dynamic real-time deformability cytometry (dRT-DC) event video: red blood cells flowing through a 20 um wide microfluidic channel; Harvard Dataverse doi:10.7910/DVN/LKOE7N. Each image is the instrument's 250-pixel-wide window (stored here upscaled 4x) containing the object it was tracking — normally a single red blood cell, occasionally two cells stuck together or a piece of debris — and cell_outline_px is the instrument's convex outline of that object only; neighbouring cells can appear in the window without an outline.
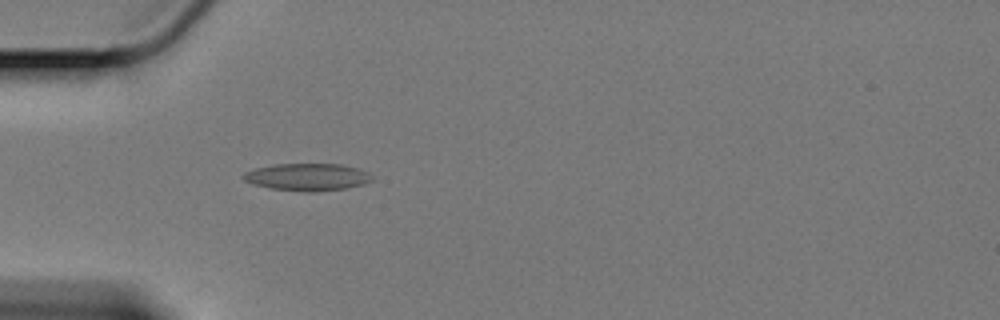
{"species": "Egyptian fruit bat (a non-hibernating species)", "species_latin": "Rousettus aegyptiacus", "temperature_condition": "cold", "stored_images_in_passage": 37, "camera_frame_rate_fps": 3000, "um_per_image_px": 0.085, "animal": {"sex": "female"}, "frame": {"image": 1, "passage_image": 2, "time_ms": 0.333, "image_size_px": [1000, 320], "cell_outline_px": [[372, 180], [364, 184], [348, 188], [316, 192], [308, 192], [272, 188], [252, 184], [244, 180], [240, 176], [244, 172], [256, 168], [272, 164], [340, 164], [356, 168], [368, 172], [372, 176]], "centroid_in_image_um": [26.11, 15.05], "position_along_channel_um": 58.9, "area_um2": 20.52}}
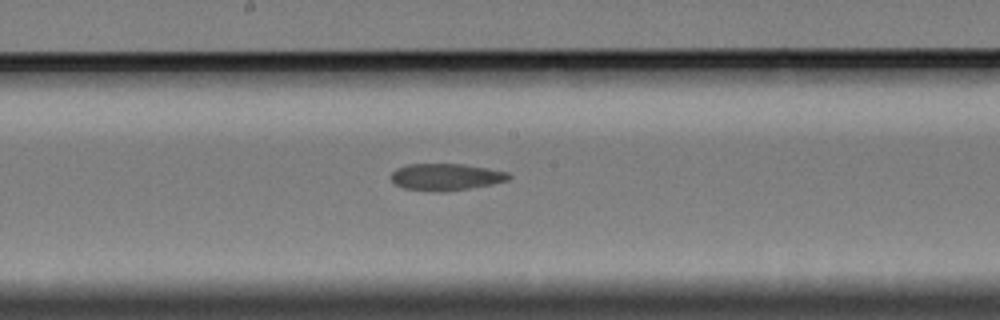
{"frame": {"image": 2, "passage_image": 16, "time_ms": 5.0, "image_size_px": [1000, 320], "cell_outline_px": [[512, 176], [508, 180], [492, 184], [468, 188], [404, 188], [396, 184], [392, 180], [392, 172], [396, 168], [408, 164], [464, 164], [488, 168], [508, 172]], "centroid_in_image_um": [37.96, 14.97], "position_along_channel_um": 210.2, "area_um2": 17.34}}
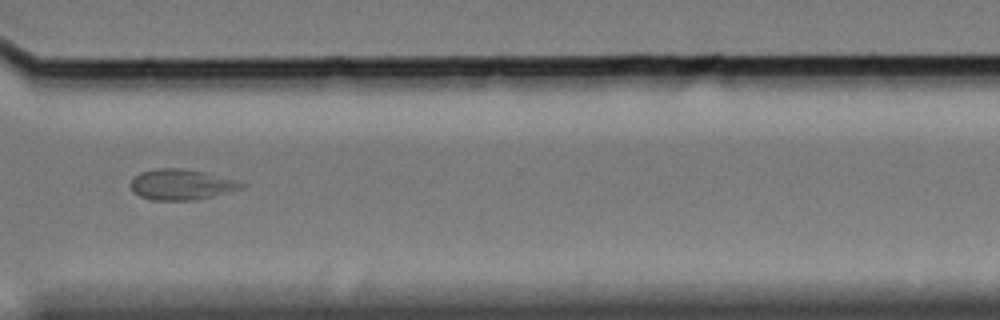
{"frame": {"image": 3, "passage_image": 29, "time_ms": 9.333, "image_size_px": [1000, 320], "cell_outline_px": [[248, 184], [240, 188], [212, 196], [196, 200], [152, 200], [140, 196], [132, 192], [128, 184], [132, 176], [140, 172], [156, 168], [184, 168], [204, 172], [240, 180]], "centroid_in_image_um": [15.36, 15.67], "position_along_channel_um": 355.2, "area_um2": 20.11}, "authors_computed_cell_mechanics": {"area_um2": 18.785, "velocity_mm_per_s": 3.3396, "shape_relaxation_time_tau1_ms": null, "shape_relaxation_time_tau2_ms": 3.4868, "deformation_change_tau1": null, "deformation_change_tau2": 0.0784}}